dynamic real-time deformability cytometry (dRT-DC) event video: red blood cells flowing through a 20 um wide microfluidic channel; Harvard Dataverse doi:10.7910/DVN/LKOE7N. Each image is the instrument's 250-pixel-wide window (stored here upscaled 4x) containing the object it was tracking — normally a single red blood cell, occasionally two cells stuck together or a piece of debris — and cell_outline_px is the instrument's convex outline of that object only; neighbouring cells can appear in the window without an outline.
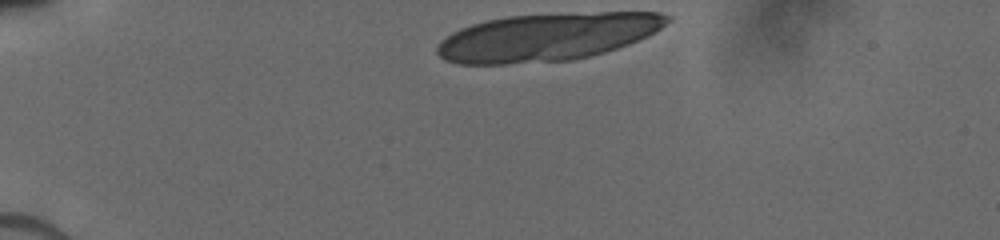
{"species": "human", "species_latin": "Homo sapiens", "temperature_condition": "cold", "stored_images_in_passage": 8, "segment_of_instrument_passage": [1, 2], "camera_frame_rate_fps": 3000, "um_per_image_px": 0.085, "donor": {"sex": "male"}, "frame": {"image": 1, "passage_image": 1, "time_ms": 0.0, "image_size_px": [1000, 240], "cell_outline_px": [[672, 20], [660, 28], [628, 44], [604, 52], [572, 60], [504, 64], [460, 64], [444, 60], [436, 52], [436, 48], [440, 40], [452, 32], [460, 28], [472, 24], [488, 20], [508, 16], [600, 12], [660, 12], [672, 16]], "centroid_in_image_um": [46.47, 3.14], "position_along_channel_um": 38.5, "area_um2": 63.64}}